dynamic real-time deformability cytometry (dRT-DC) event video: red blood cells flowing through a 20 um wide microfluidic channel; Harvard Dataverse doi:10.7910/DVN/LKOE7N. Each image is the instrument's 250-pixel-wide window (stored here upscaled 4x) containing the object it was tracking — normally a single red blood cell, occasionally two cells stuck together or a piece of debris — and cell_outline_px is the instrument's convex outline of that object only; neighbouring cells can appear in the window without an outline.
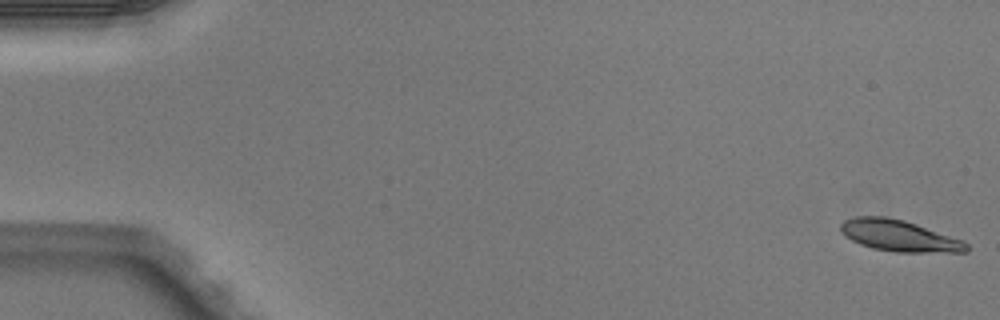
{"species": "Egyptian fruit bat (a non-hibernating species)", "species_latin": "Rousettus aegyptiacus", "temperature_condition": "warm", "stored_images_in_passage": 52, "camera_frame_rate_fps": 3000, "um_per_image_px": 0.085, "animal": {"sex": "male"}, "frame": {"image": 1, "passage_image": 1, "time_ms": 0.0, "image_size_px": [1000, 320], "cell_outline_px": [[968, 252], [896, 252], [872, 248], [860, 244], [844, 236], [840, 232], [840, 224], [844, 220], [856, 216], [884, 216], [904, 220], [916, 224], [960, 240], [968, 244]], "centroid_in_image_um": [76.36, 20.03], "position_along_channel_um": 8.6, "area_um2": 22.77}}
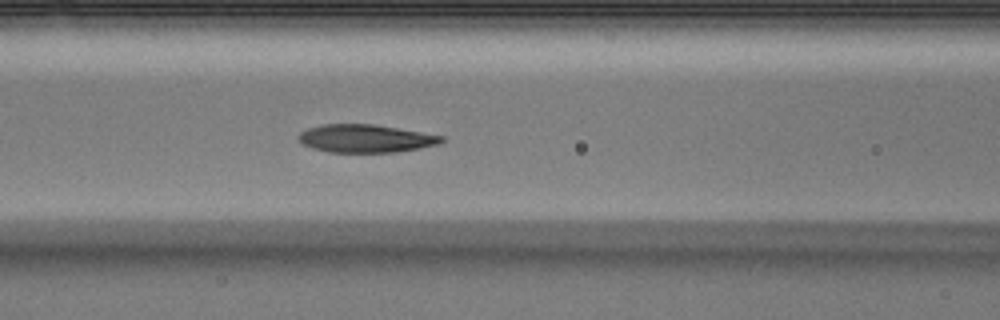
{"frame": {"image": 2, "passage_image": 22, "time_ms": 7.0, "image_size_px": [1000, 320], "cell_outline_px": [[444, 140], [436, 144], [396, 152], [328, 152], [312, 148], [304, 144], [296, 136], [300, 132], [308, 128], [324, 124], [372, 124], [444, 136]], "centroid_in_image_um": [31.01, 11.77], "position_along_channel_um": 135.6, "area_um2": 22.95}}
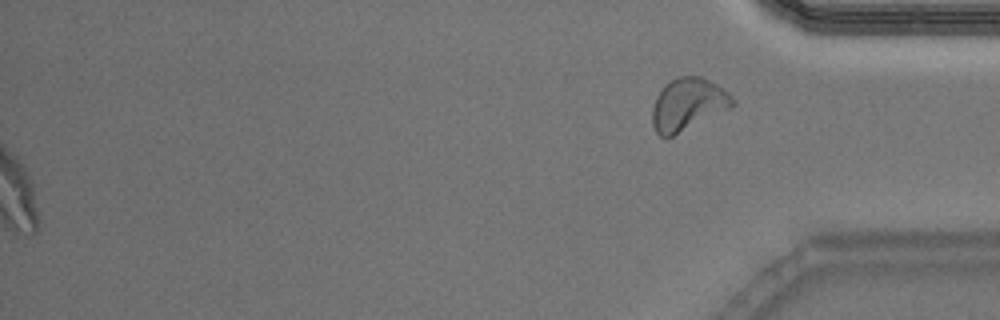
{"frame": {"image": 3, "passage_image": 52, "time_ms": 17.0, "image_size_px": [1000, 320], "cell_outline_px": [[736, 104], [672, 136], [660, 136], [656, 132], [652, 124], [652, 108], [656, 96], [664, 84], [676, 76], [700, 76], [724, 88], [736, 100]], "centroid_in_image_um": [58.45, 8.83], "position_along_channel_um": 376.8, "area_um2": 24.22}, "authors_computed_cell_mechanics": {"area_um2": 23.7558, "velocity_mm_per_s": 4.0162, "shape_relaxation_time_tau1_ms": 3.567, "shape_relaxation_time_tau2_ms": 2.3792, "deformation_change_tau1": 0.1628, "deformation_change_tau2": 0.0856}}